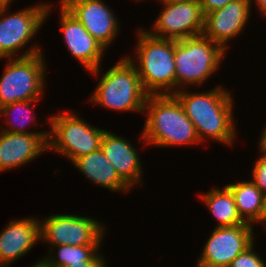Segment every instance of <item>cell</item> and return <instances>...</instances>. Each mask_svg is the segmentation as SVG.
<instances>
[{"instance_id": "6da1fadb", "label": "cell", "mask_w": 266, "mask_h": 267, "mask_svg": "<svg viewBox=\"0 0 266 267\" xmlns=\"http://www.w3.org/2000/svg\"><path fill=\"white\" fill-rule=\"evenodd\" d=\"M198 91L183 88L174 95L193 123L201 146L205 142L210 145L207 141H215L233 149L240 132L234 115V94L224 84Z\"/></svg>"}, {"instance_id": "7a4b0ae2", "label": "cell", "mask_w": 266, "mask_h": 267, "mask_svg": "<svg viewBox=\"0 0 266 267\" xmlns=\"http://www.w3.org/2000/svg\"><path fill=\"white\" fill-rule=\"evenodd\" d=\"M143 115L146 119L137 143L143 144L144 149L201 144L193 123L174 94L148 95Z\"/></svg>"}, {"instance_id": "3957f363", "label": "cell", "mask_w": 266, "mask_h": 267, "mask_svg": "<svg viewBox=\"0 0 266 267\" xmlns=\"http://www.w3.org/2000/svg\"><path fill=\"white\" fill-rule=\"evenodd\" d=\"M101 69L102 66L88 73L98 78V82L87 102L119 114L135 112L143 115L149 94L143 89L135 65L122 55L108 70L102 72Z\"/></svg>"}, {"instance_id": "277c9868", "label": "cell", "mask_w": 266, "mask_h": 267, "mask_svg": "<svg viewBox=\"0 0 266 267\" xmlns=\"http://www.w3.org/2000/svg\"><path fill=\"white\" fill-rule=\"evenodd\" d=\"M136 31L134 54L130 52L125 56L135 65L143 89L149 95L174 94L175 40L154 37L144 26Z\"/></svg>"}, {"instance_id": "5b68a950", "label": "cell", "mask_w": 266, "mask_h": 267, "mask_svg": "<svg viewBox=\"0 0 266 267\" xmlns=\"http://www.w3.org/2000/svg\"><path fill=\"white\" fill-rule=\"evenodd\" d=\"M40 2L37 1L15 12H11V8L0 9V59L24 58L44 51L42 44L39 42L37 44L35 39L48 22L50 13L57 9L53 5L56 2L49 3V0Z\"/></svg>"}, {"instance_id": "8992f818", "label": "cell", "mask_w": 266, "mask_h": 267, "mask_svg": "<svg viewBox=\"0 0 266 267\" xmlns=\"http://www.w3.org/2000/svg\"><path fill=\"white\" fill-rule=\"evenodd\" d=\"M228 54L203 34L175 40L176 91L193 86L201 89L220 71Z\"/></svg>"}, {"instance_id": "52a82bcc", "label": "cell", "mask_w": 266, "mask_h": 267, "mask_svg": "<svg viewBox=\"0 0 266 267\" xmlns=\"http://www.w3.org/2000/svg\"><path fill=\"white\" fill-rule=\"evenodd\" d=\"M74 110H60L48 115V152L64 157L71 164L78 158L97 151L106 129L87 122Z\"/></svg>"}, {"instance_id": "ba28073f", "label": "cell", "mask_w": 266, "mask_h": 267, "mask_svg": "<svg viewBox=\"0 0 266 267\" xmlns=\"http://www.w3.org/2000/svg\"><path fill=\"white\" fill-rule=\"evenodd\" d=\"M45 51L24 58H3L0 77V108L18 101L44 100L48 65Z\"/></svg>"}, {"instance_id": "9c48e42d", "label": "cell", "mask_w": 266, "mask_h": 267, "mask_svg": "<svg viewBox=\"0 0 266 267\" xmlns=\"http://www.w3.org/2000/svg\"><path fill=\"white\" fill-rule=\"evenodd\" d=\"M78 214L50 213L39 217L41 245L46 244V248L59 245H103L109 230L106 223L92 216Z\"/></svg>"}, {"instance_id": "30bf717a", "label": "cell", "mask_w": 266, "mask_h": 267, "mask_svg": "<svg viewBox=\"0 0 266 267\" xmlns=\"http://www.w3.org/2000/svg\"><path fill=\"white\" fill-rule=\"evenodd\" d=\"M161 11L152 21V36L170 40H181L203 34L204 14L199 1L164 2L156 1Z\"/></svg>"}, {"instance_id": "8fae6325", "label": "cell", "mask_w": 266, "mask_h": 267, "mask_svg": "<svg viewBox=\"0 0 266 267\" xmlns=\"http://www.w3.org/2000/svg\"><path fill=\"white\" fill-rule=\"evenodd\" d=\"M212 230L200 251L196 267H228L237 255L258 240L249 223Z\"/></svg>"}, {"instance_id": "7c38bea8", "label": "cell", "mask_w": 266, "mask_h": 267, "mask_svg": "<svg viewBox=\"0 0 266 267\" xmlns=\"http://www.w3.org/2000/svg\"><path fill=\"white\" fill-rule=\"evenodd\" d=\"M106 50L121 33V23L106 0H58ZM113 9V10H112Z\"/></svg>"}, {"instance_id": "4fadbf2b", "label": "cell", "mask_w": 266, "mask_h": 267, "mask_svg": "<svg viewBox=\"0 0 266 267\" xmlns=\"http://www.w3.org/2000/svg\"><path fill=\"white\" fill-rule=\"evenodd\" d=\"M59 14V29L68 49L79 65L86 72H90L102 66L106 49L99 44L58 0L56 1Z\"/></svg>"}, {"instance_id": "5bb4252c", "label": "cell", "mask_w": 266, "mask_h": 267, "mask_svg": "<svg viewBox=\"0 0 266 267\" xmlns=\"http://www.w3.org/2000/svg\"><path fill=\"white\" fill-rule=\"evenodd\" d=\"M251 11H254L251 0H233L205 15L203 35L228 52L233 47L230 45L232 40L241 37L247 29L253 14Z\"/></svg>"}, {"instance_id": "9a60e30c", "label": "cell", "mask_w": 266, "mask_h": 267, "mask_svg": "<svg viewBox=\"0 0 266 267\" xmlns=\"http://www.w3.org/2000/svg\"><path fill=\"white\" fill-rule=\"evenodd\" d=\"M131 140L121 134L106 130L100 149L115 167L119 177L133 190L139 186H145L143 185L145 167L142 164L139 149Z\"/></svg>"}, {"instance_id": "2e32d148", "label": "cell", "mask_w": 266, "mask_h": 267, "mask_svg": "<svg viewBox=\"0 0 266 267\" xmlns=\"http://www.w3.org/2000/svg\"><path fill=\"white\" fill-rule=\"evenodd\" d=\"M39 243V217L12 218L0 232V267H10Z\"/></svg>"}, {"instance_id": "e0dca14e", "label": "cell", "mask_w": 266, "mask_h": 267, "mask_svg": "<svg viewBox=\"0 0 266 267\" xmlns=\"http://www.w3.org/2000/svg\"><path fill=\"white\" fill-rule=\"evenodd\" d=\"M48 153V133H8L0 130V174L35 162Z\"/></svg>"}, {"instance_id": "ac0fdd59", "label": "cell", "mask_w": 266, "mask_h": 267, "mask_svg": "<svg viewBox=\"0 0 266 267\" xmlns=\"http://www.w3.org/2000/svg\"><path fill=\"white\" fill-rule=\"evenodd\" d=\"M71 166L94 186L122 195L132 193V189L119 177L101 149L76 159Z\"/></svg>"}, {"instance_id": "d6986e66", "label": "cell", "mask_w": 266, "mask_h": 267, "mask_svg": "<svg viewBox=\"0 0 266 267\" xmlns=\"http://www.w3.org/2000/svg\"><path fill=\"white\" fill-rule=\"evenodd\" d=\"M42 100H29V101H18L11 104H7L0 108V118L2 123L0 127L2 131L8 133H48V129L36 130L40 126L42 128L48 124V119L46 122L38 121L36 114V107L40 105ZM36 106V107H35ZM40 122V123H39ZM39 123V124H38ZM33 126L34 130H29Z\"/></svg>"}, {"instance_id": "ffe728a7", "label": "cell", "mask_w": 266, "mask_h": 267, "mask_svg": "<svg viewBox=\"0 0 266 267\" xmlns=\"http://www.w3.org/2000/svg\"><path fill=\"white\" fill-rule=\"evenodd\" d=\"M200 202L208 209V213L215 218V227H232L246 223L239 215L231 190L214 186L203 193L197 194Z\"/></svg>"}, {"instance_id": "44dd1931", "label": "cell", "mask_w": 266, "mask_h": 267, "mask_svg": "<svg viewBox=\"0 0 266 267\" xmlns=\"http://www.w3.org/2000/svg\"><path fill=\"white\" fill-rule=\"evenodd\" d=\"M104 245H59L47 248L46 254L41 257L42 267H67L80 262H107ZM102 252V253H101ZM108 259V260H107Z\"/></svg>"}, {"instance_id": "7402d4cb", "label": "cell", "mask_w": 266, "mask_h": 267, "mask_svg": "<svg viewBox=\"0 0 266 267\" xmlns=\"http://www.w3.org/2000/svg\"><path fill=\"white\" fill-rule=\"evenodd\" d=\"M225 184L232 192L240 217L249 224H254L261 215L265 195L251 179L236 180ZM232 183V184H231Z\"/></svg>"}, {"instance_id": "603a6c76", "label": "cell", "mask_w": 266, "mask_h": 267, "mask_svg": "<svg viewBox=\"0 0 266 267\" xmlns=\"http://www.w3.org/2000/svg\"><path fill=\"white\" fill-rule=\"evenodd\" d=\"M255 240L248 248L237 255L228 267H266V261L258 251Z\"/></svg>"}, {"instance_id": "cb8c5ba5", "label": "cell", "mask_w": 266, "mask_h": 267, "mask_svg": "<svg viewBox=\"0 0 266 267\" xmlns=\"http://www.w3.org/2000/svg\"><path fill=\"white\" fill-rule=\"evenodd\" d=\"M259 155L257 159L253 161L254 165L251 168V181L261 190V192L266 196V152L256 147Z\"/></svg>"}, {"instance_id": "d4e9b609", "label": "cell", "mask_w": 266, "mask_h": 267, "mask_svg": "<svg viewBox=\"0 0 266 267\" xmlns=\"http://www.w3.org/2000/svg\"><path fill=\"white\" fill-rule=\"evenodd\" d=\"M233 0H199L204 16L214 10L222 8Z\"/></svg>"}, {"instance_id": "484cf974", "label": "cell", "mask_w": 266, "mask_h": 267, "mask_svg": "<svg viewBox=\"0 0 266 267\" xmlns=\"http://www.w3.org/2000/svg\"><path fill=\"white\" fill-rule=\"evenodd\" d=\"M251 5L252 10L256 8L255 11L258 12V15H260L262 18H266V0H251Z\"/></svg>"}, {"instance_id": "4316f807", "label": "cell", "mask_w": 266, "mask_h": 267, "mask_svg": "<svg viewBox=\"0 0 266 267\" xmlns=\"http://www.w3.org/2000/svg\"><path fill=\"white\" fill-rule=\"evenodd\" d=\"M261 226L262 230L264 233L266 232V197H265V201H264V204H263V207H262V212H261V215L260 217L258 218V220L252 225L253 228H254V231H256L257 227L255 226Z\"/></svg>"}, {"instance_id": "83f0119b", "label": "cell", "mask_w": 266, "mask_h": 267, "mask_svg": "<svg viewBox=\"0 0 266 267\" xmlns=\"http://www.w3.org/2000/svg\"><path fill=\"white\" fill-rule=\"evenodd\" d=\"M108 262H80L67 267H110Z\"/></svg>"}, {"instance_id": "f1b7e54d", "label": "cell", "mask_w": 266, "mask_h": 267, "mask_svg": "<svg viewBox=\"0 0 266 267\" xmlns=\"http://www.w3.org/2000/svg\"><path fill=\"white\" fill-rule=\"evenodd\" d=\"M263 130H261L260 136L258 137L257 147L261 149L263 152H266V124L262 127Z\"/></svg>"}, {"instance_id": "f546056e", "label": "cell", "mask_w": 266, "mask_h": 267, "mask_svg": "<svg viewBox=\"0 0 266 267\" xmlns=\"http://www.w3.org/2000/svg\"><path fill=\"white\" fill-rule=\"evenodd\" d=\"M14 0H0V9L2 8H11Z\"/></svg>"}, {"instance_id": "4dcf8cb0", "label": "cell", "mask_w": 266, "mask_h": 267, "mask_svg": "<svg viewBox=\"0 0 266 267\" xmlns=\"http://www.w3.org/2000/svg\"><path fill=\"white\" fill-rule=\"evenodd\" d=\"M40 257H38V259L36 261L33 262V264L29 265L28 267H42L40 265V262H41V258L39 259ZM27 267V266H26Z\"/></svg>"}, {"instance_id": "1f68e13d", "label": "cell", "mask_w": 266, "mask_h": 267, "mask_svg": "<svg viewBox=\"0 0 266 267\" xmlns=\"http://www.w3.org/2000/svg\"><path fill=\"white\" fill-rule=\"evenodd\" d=\"M155 1H164V2H188V1H199V0H155Z\"/></svg>"}, {"instance_id": "d6a6232c", "label": "cell", "mask_w": 266, "mask_h": 267, "mask_svg": "<svg viewBox=\"0 0 266 267\" xmlns=\"http://www.w3.org/2000/svg\"><path fill=\"white\" fill-rule=\"evenodd\" d=\"M143 1L145 2V1H147V0H133V2H135V4H137V2L139 3H143Z\"/></svg>"}]
</instances>
